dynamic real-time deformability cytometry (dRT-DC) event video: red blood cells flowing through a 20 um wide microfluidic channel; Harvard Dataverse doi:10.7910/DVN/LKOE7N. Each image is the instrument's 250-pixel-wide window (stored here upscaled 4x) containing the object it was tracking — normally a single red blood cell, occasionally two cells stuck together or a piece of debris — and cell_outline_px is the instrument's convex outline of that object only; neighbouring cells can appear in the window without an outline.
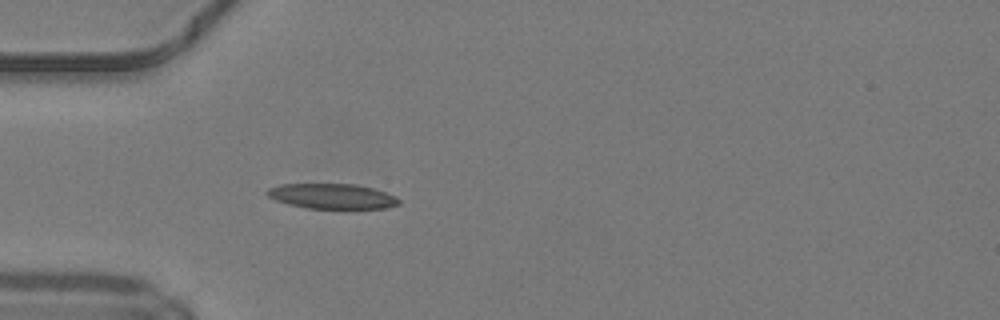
{"species": "common noctule bat (a hibernating species)", "species_latin": "Nyctalus noctula", "temperature_condition": "warm", "stored_images_in_passage": 5, "camera_frame_rate_fps": 3000, "um_per_image_px": 0.085, "animal": {"sex": "male", "body_mass_g": 19.2, "forearm_length_mm": 51.8}, "frame": {"image": 1, "passage_image": 1, "time_ms": 0.0, "image_size_px": [1000, 320], "cell_outline_px": [[400, 204], [384, 208], [308, 208], [288, 204], [276, 200], [268, 196], [264, 192], [268, 188], [280, 184], [356, 184], [372, 188], [396, 196], [400, 200]], "centroid_in_image_um": [28.2, 16.67], "position_along_channel_um": 56.8, "area_um2": 19.19}}
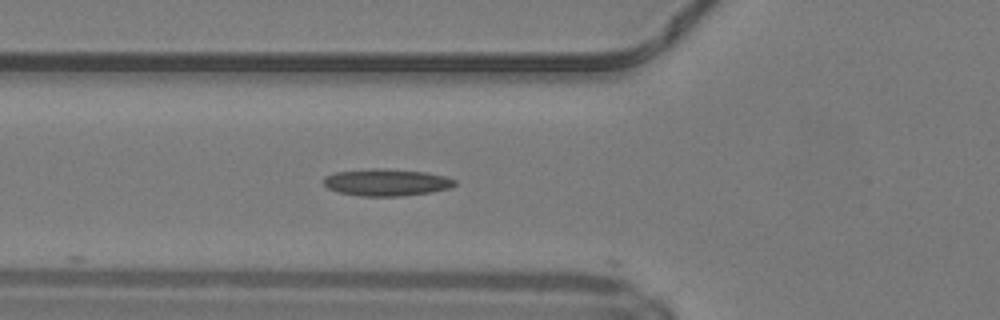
{"frame": {"image": 2, "passage_image": 4, "time_ms": 1.0, "image_size_px": [1000, 320], "cell_outline_px": [[456, 184], [448, 188], [428, 192], [404, 196], [360, 196], [340, 192], [328, 188], [324, 184], [324, 176], [336, 172], [368, 168], [380, 168], [424, 172], [444, 176], [456, 180]], "centroid_in_image_um": [32.82, 15.49], "position_along_channel_um": 93.0, "area_um2": 20.46}}